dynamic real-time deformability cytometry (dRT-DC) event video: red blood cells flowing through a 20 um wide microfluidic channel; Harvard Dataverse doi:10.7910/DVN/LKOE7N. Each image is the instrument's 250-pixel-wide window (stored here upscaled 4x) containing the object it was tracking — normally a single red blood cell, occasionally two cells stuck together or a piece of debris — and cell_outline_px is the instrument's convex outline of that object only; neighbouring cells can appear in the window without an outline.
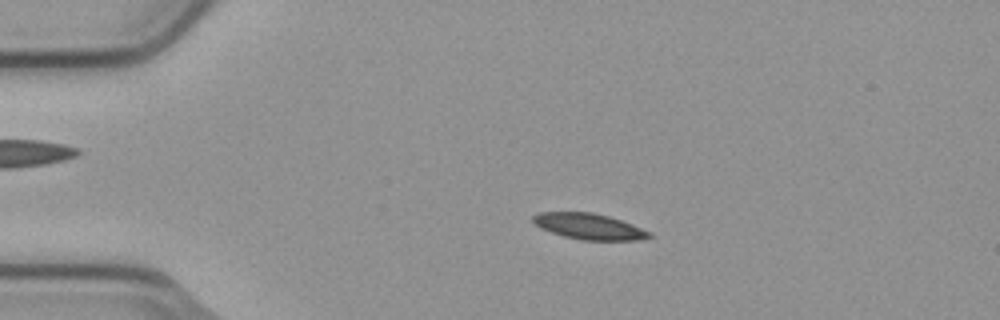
{"species": "common noctule bat (a hibernating species)", "species_latin": "Nyctalus noctula", "temperature_condition": "cold", "stored_images_in_passage": 5, "camera_frame_rate_fps": 3000, "um_per_image_px": 0.085, "animal": {"sex": "male", "body_mass_g": 23.1, "forearm_length_mm": 52.7}, "frame": {"image": 1, "passage_image": 4, "time_ms": 1.0, "image_size_px": [1000, 320], "cell_outline_px": [[652, 236], [640, 240], [580, 240], [564, 236], [540, 228], [532, 220], [532, 216], [536, 212], [592, 212], [608, 216], [632, 224], [652, 232]], "centroid_in_image_um": [50.07, 19.24], "position_along_channel_um": 34.9, "area_um2": 17.57}}